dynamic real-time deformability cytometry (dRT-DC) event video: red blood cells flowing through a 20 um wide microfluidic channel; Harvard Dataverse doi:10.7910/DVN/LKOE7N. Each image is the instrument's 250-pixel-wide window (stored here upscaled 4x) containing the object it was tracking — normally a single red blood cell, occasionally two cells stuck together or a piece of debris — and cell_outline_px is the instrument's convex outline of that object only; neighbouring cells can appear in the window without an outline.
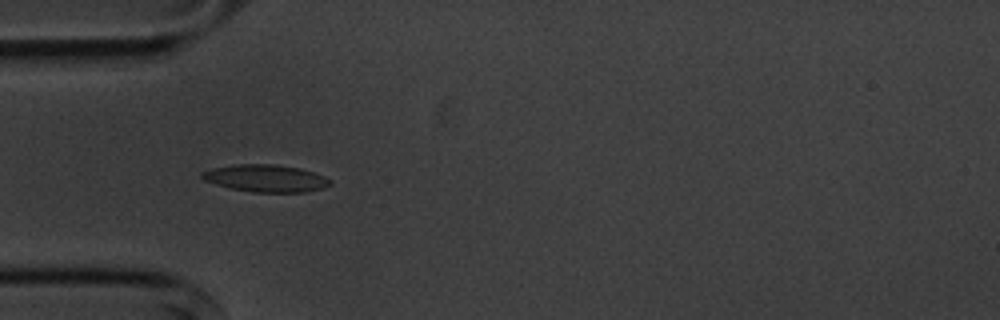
{"species": "common noctule bat (a hibernating species)", "species_latin": "Nyctalus noctula", "temperature_condition": "cold", "stored_images_in_passage": 5, "camera_frame_rate_fps": 3000, "um_per_image_px": 0.085, "animal": {"sex": "male", "body_mass_g": 20.1, "forearm_length_mm": 53.5}, "frame": {"image": 1, "passage_image": 4, "time_ms": 4.333, "image_size_px": [1000, 320], "cell_outline_px": [[332, 184], [320, 188], [304, 192], [252, 192], [232, 188], [216, 184], [204, 180], [200, 176], [200, 172], [212, 168], [236, 164], [272, 164], [300, 168], [324, 176], [332, 180]], "centroid_in_image_um": [22.57, 15.15], "position_along_channel_um": 62.4, "area_um2": 20.23}}
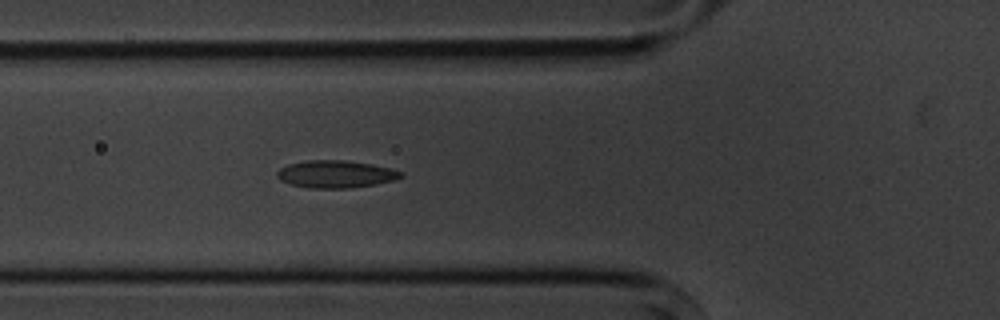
{"frame": {"image": 2, "passage_image": 5, "time_ms": 5.333, "image_size_px": [1000, 320], "cell_outline_px": [[404, 176], [392, 180], [376, 184], [352, 188], [308, 188], [292, 184], [280, 180], [276, 176], [276, 172], [280, 168], [288, 164], [308, 160], [344, 160], [372, 164], [404, 172]], "centroid_in_image_um": [28.52, 14.8], "position_along_channel_um": 97.3, "area_um2": 19.77}}